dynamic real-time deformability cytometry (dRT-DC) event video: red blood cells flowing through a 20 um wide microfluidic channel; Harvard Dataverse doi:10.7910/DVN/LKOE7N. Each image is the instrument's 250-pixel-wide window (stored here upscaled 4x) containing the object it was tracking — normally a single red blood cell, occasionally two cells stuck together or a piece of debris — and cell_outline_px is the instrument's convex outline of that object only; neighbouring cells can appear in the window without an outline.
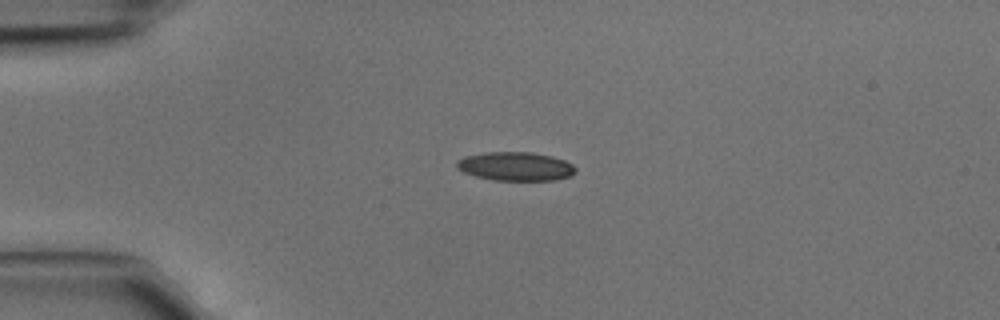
{"species": "common noctule bat (a hibernating species)", "species_latin": "Nyctalus noctula", "temperature_condition": "cold", "stored_images_in_passage": 35, "camera_frame_rate_fps": 3000, "um_per_image_px": 0.085, "animal": {"sex": "male", "body_mass_g": 15.6}, "frame": {"image": 1, "passage_image": 1, "time_ms": 0.0, "image_size_px": [1000, 320], "cell_outline_px": [[576, 172], [568, 176], [556, 180], [492, 180], [476, 176], [464, 172], [456, 168], [456, 160], [464, 156], [484, 152], [532, 152], [552, 156], [564, 160], [572, 164], [576, 168]], "centroid_in_image_um": [43.8, 14.13], "position_along_channel_um": 41.2, "area_um2": 20.0}}
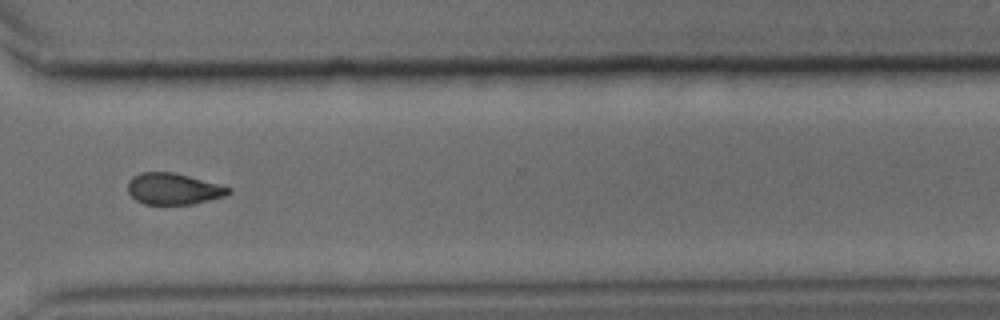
{"frame": {"image": 2, "passage_image": 24, "time_ms": 7.667, "image_size_px": [1000, 320], "cell_outline_px": [[232, 192], [224, 196], [192, 204], [144, 204], [136, 200], [128, 192], [128, 180], [132, 176], [140, 172], [172, 172], [188, 176], [232, 188]], "centroid_in_image_um": [14.71, 16.05], "position_along_channel_um": 355.9, "area_um2": 18.26}}
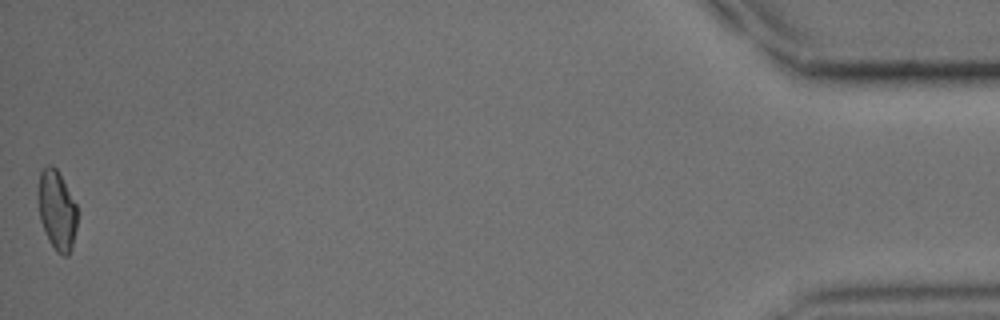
{"frame": {"image": 3, "passage_image": 35, "time_ms": 11.333, "image_size_px": [1000, 320], "cell_outline_px": [[76, 228], [72, 248], [68, 256], [64, 256], [56, 252], [48, 240], [40, 220], [36, 200], [36, 192], [40, 172], [48, 164], [52, 164], [56, 168], [76, 204]], "centroid_in_image_um": [4.79, 17.87], "position_along_channel_um": 430.4, "area_um2": 18.44}}